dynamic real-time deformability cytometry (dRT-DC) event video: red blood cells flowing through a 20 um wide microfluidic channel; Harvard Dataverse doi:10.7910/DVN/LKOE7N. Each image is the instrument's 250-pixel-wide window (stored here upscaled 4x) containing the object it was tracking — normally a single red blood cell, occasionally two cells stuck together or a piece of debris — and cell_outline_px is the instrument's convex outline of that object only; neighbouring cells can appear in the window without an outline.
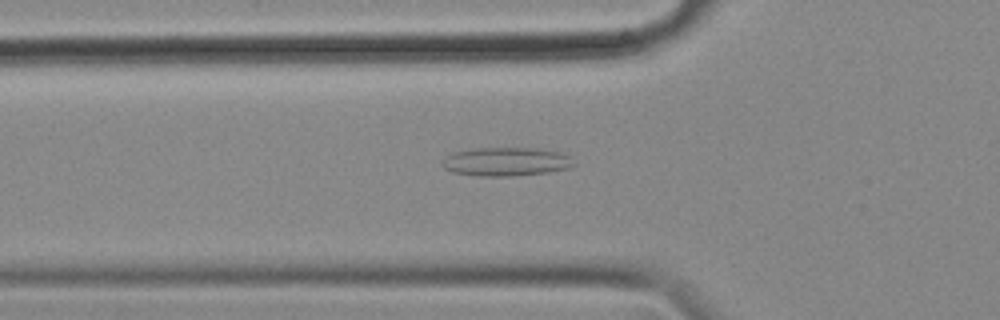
{"species": "common noctule bat (a hibernating species)", "species_latin": "Nyctalus noctula", "temperature_condition": "cold", "stored_images_in_passage": 56, "camera_frame_rate_fps": 3000, "um_per_image_px": 0.085, "animal": {"sex": "female", "body_mass_g": 18.4}, "frame": {"image": 1, "passage_image": 19, "time_ms": 6.0, "image_size_px": [1000, 320], "cell_outline_px": [[576, 164], [568, 168], [548, 172], [512, 176], [476, 176], [452, 172], [444, 168], [440, 164], [440, 160], [444, 156], [452, 152], [476, 148], [540, 148], [564, 152]], "centroid_in_image_um": [42.97, 13.73], "position_along_channel_um": 82.8, "area_um2": 22.37}}
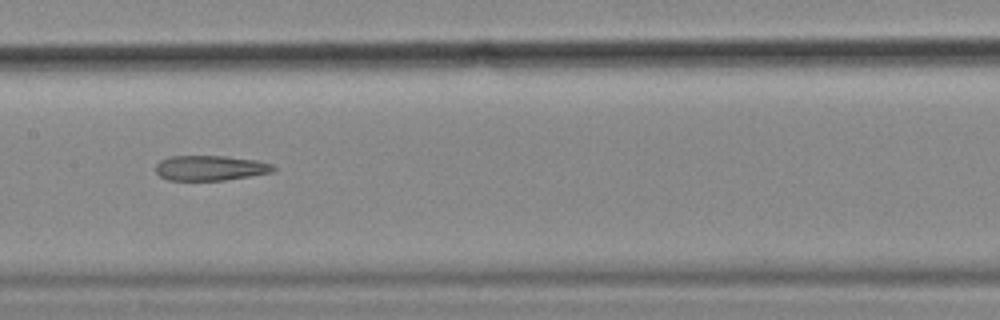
{"frame": {"image": 2, "passage_image": 28, "time_ms": 9.0, "image_size_px": [1000, 320], "cell_outline_px": [[276, 168], [272, 172], [224, 180], [168, 180], [160, 176], [156, 172], [156, 164], [160, 160], [172, 156], [224, 156], [256, 160], [272, 164]], "centroid_in_image_um": [17.86, 14.27], "position_along_channel_um": 189.5, "area_um2": 17.05}}
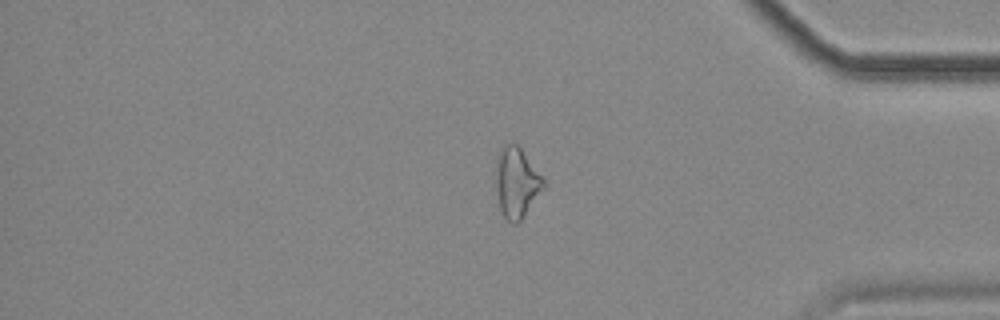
{"frame": {"image": 3, "passage_image": 47, "time_ms": 15.333, "image_size_px": [1000, 320], "cell_outline_px": [[544, 188], [520, 220], [516, 224], [512, 224], [504, 216], [500, 208], [496, 188], [496, 160], [500, 148], [504, 144], [512, 140], [520, 148], [544, 180]], "centroid_in_image_um": [43.88, 15.48], "position_along_channel_um": 391.3, "area_um2": 19.19}, "authors_computed_cell_mechanics": {"area_um2": 20.7502, "velocity_mm_per_s": 3.546, "shape_relaxation_time_tau1_ms": null, "shape_relaxation_time_tau2_ms": 6.2574, "deformation_change_tau1": null, "deformation_change_tau2": 0.1854}}